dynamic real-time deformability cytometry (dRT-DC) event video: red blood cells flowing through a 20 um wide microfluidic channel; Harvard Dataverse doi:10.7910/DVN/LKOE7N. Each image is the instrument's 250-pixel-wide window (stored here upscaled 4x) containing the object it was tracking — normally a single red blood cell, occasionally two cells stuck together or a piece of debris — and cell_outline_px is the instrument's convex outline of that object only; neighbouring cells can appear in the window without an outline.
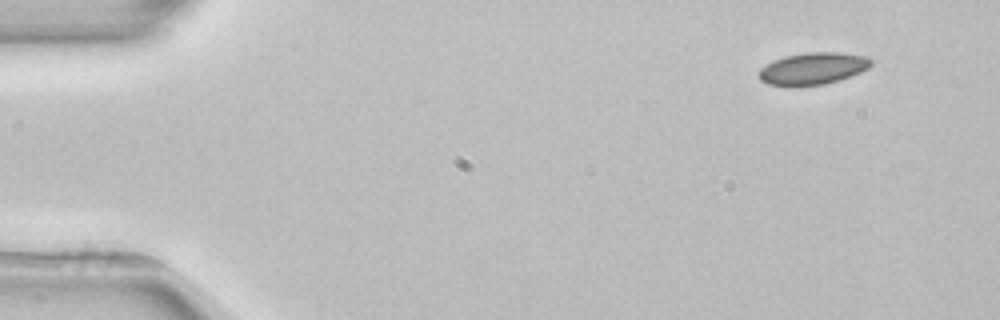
{"species": "common noctule bat (a hibernating species)", "species_latin": "Nyctalus noctula", "temperature_condition": "room temperature", "stored_images_in_passage": 4, "camera_frame_rate_fps": 3000, "um_per_image_px": 0.085, "animal": {"sex": "female", "body_mass_g": 22.7, "forearm_length_mm": 54.2}, "frame": {"image": 1, "passage_image": 1, "time_ms": 0.0, "image_size_px": [1000, 320], "cell_outline_px": [[872, 64], [868, 68], [860, 72], [840, 80], [824, 84], [768, 84], [760, 80], [760, 68], [772, 60], [784, 56], [808, 52], [840, 52], [864, 56], [872, 60]], "centroid_in_image_um": [69.12, 5.79], "position_along_channel_um": 15.9, "area_um2": 20.46}}
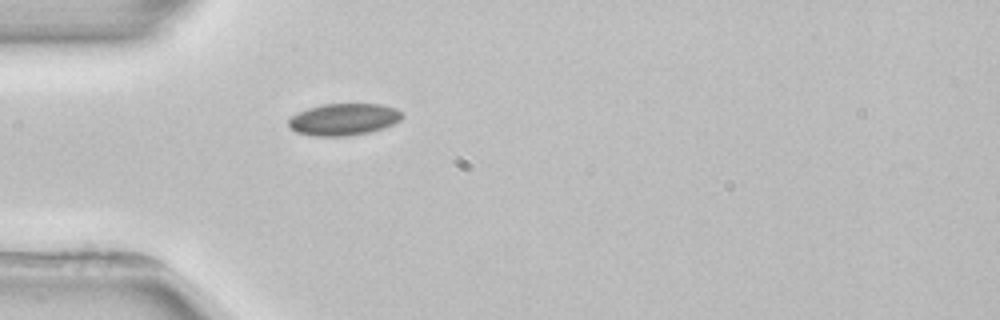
{"frame": {"image": 2, "passage_image": 4, "time_ms": 3.667, "image_size_px": [1000, 320], "cell_outline_px": [[404, 116], [400, 120], [384, 128], [368, 132], [348, 136], [312, 136], [296, 132], [288, 128], [288, 120], [292, 116], [308, 108], [324, 104], [380, 104], [396, 108]], "centroid_in_image_um": [29.2, 10.15], "position_along_channel_um": 55.8, "area_um2": 21.1}}